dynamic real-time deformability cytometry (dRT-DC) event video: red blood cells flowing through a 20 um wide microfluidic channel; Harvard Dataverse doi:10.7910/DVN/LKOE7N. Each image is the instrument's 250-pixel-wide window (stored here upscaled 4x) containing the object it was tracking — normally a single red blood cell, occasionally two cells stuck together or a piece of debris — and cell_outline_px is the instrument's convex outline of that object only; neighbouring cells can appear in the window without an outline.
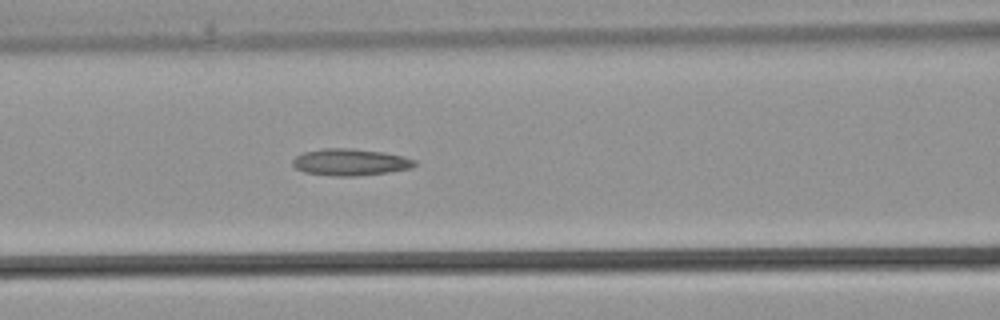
{"species": "common noctule bat (a hibernating species)", "species_latin": "Nyctalus noctula", "temperature_condition": "warm", "stored_images_in_passage": 20, "camera_frame_rate_fps": 3000, "um_per_image_px": 0.085, "animal": {"sex": "male", "body_mass_g": 21.5, "forearm_length_mm": 52.0}, "frame": {"image": 1, "passage_image": 6, "time_ms": 1.667, "image_size_px": [1000, 320], "cell_outline_px": [[416, 164], [412, 168], [388, 172], [356, 176], [332, 176], [304, 172], [296, 168], [292, 164], [292, 160], [296, 156], [304, 152], [324, 148], [348, 148], [384, 152], [404, 156], [416, 160]], "centroid_in_image_um": [29.78, 13.78], "position_along_channel_um": 136.8, "area_um2": 19.07}}
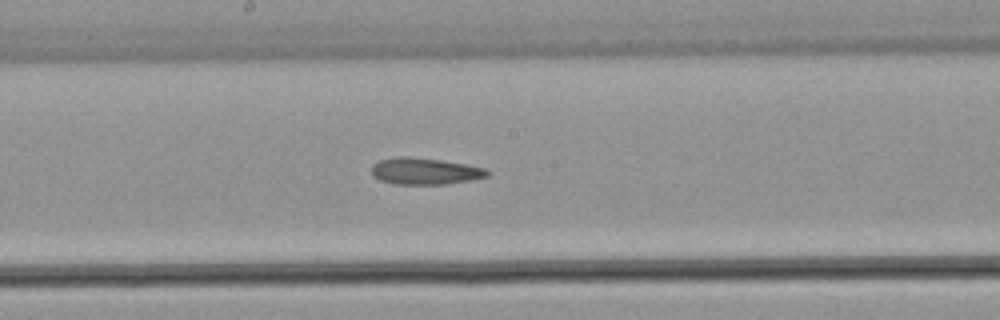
{"frame": {"image": 2, "passage_image": 10, "time_ms": 3.0, "image_size_px": [1000, 320], "cell_outline_px": [[492, 172], [488, 176], [468, 180], [444, 184], [396, 184], [380, 180], [372, 176], [372, 164], [380, 160], [396, 156], [408, 156], [440, 160], [464, 164], [484, 168]], "centroid_in_image_um": [36.08, 14.54], "position_along_channel_um": 212.1, "area_um2": 17.86}}
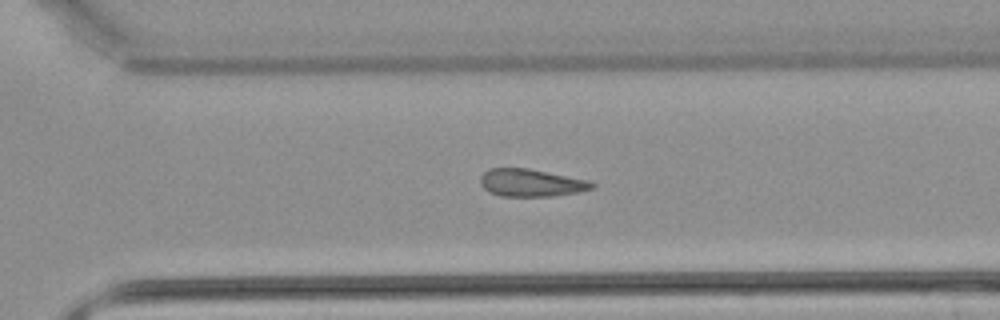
{"frame": {"image": 3, "passage_image": 16, "time_ms": 5.0, "image_size_px": [1000, 320], "cell_outline_px": [[596, 184], [592, 188], [580, 192], [552, 196], [500, 196], [484, 188], [480, 184], [480, 176], [488, 168], [528, 168], [588, 180]], "centroid_in_image_um": [45.13, 15.53], "position_along_channel_um": 325.5, "area_um2": 17.86}}